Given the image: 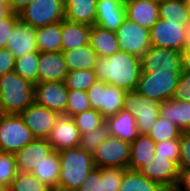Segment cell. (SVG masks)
Returning a JSON list of instances; mask_svg holds the SVG:
<instances>
[{
  "mask_svg": "<svg viewBox=\"0 0 190 191\" xmlns=\"http://www.w3.org/2000/svg\"><path fill=\"white\" fill-rule=\"evenodd\" d=\"M17 173L15 156L0 152V184L9 186Z\"/></svg>",
  "mask_w": 190,
  "mask_h": 191,
  "instance_id": "40",
  "label": "cell"
},
{
  "mask_svg": "<svg viewBox=\"0 0 190 191\" xmlns=\"http://www.w3.org/2000/svg\"><path fill=\"white\" fill-rule=\"evenodd\" d=\"M182 131L171 123L168 119H165L162 115L154 122L152 129L148 132V136L155 142H162L166 140L179 139Z\"/></svg>",
  "mask_w": 190,
  "mask_h": 191,
  "instance_id": "35",
  "label": "cell"
},
{
  "mask_svg": "<svg viewBox=\"0 0 190 191\" xmlns=\"http://www.w3.org/2000/svg\"><path fill=\"white\" fill-rule=\"evenodd\" d=\"M86 92L91 108L99 111L105 119L123 109L126 91L121 88L97 81Z\"/></svg>",
  "mask_w": 190,
  "mask_h": 191,
  "instance_id": "8",
  "label": "cell"
},
{
  "mask_svg": "<svg viewBox=\"0 0 190 191\" xmlns=\"http://www.w3.org/2000/svg\"><path fill=\"white\" fill-rule=\"evenodd\" d=\"M182 51H190V27L188 28V31H187L186 46Z\"/></svg>",
  "mask_w": 190,
  "mask_h": 191,
  "instance_id": "52",
  "label": "cell"
},
{
  "mask_svg": "<svg viewBox=\"0 0 190 191\" xmlns=\"http://www.w3.org/2000/svg\"><path fill=\"white\" fill-rule=\"evenodd\" d=\"M160 115L182 132H190V102L169 99L161 102Z\"/></svg>",
  "mask_w": 190,
  "mask_h": 191,
  "instance_id": "26",
  "label": "cell"
},
{
  "mask_svg": "<svg viewBox=\"0 0 190 191\" xmlns=\"http://www.w3.org/2000/svg\"><path fill=\"white\" fill-rule=\"evenodd\" d=\"M140 61L141 73L182 72L181 52L173 49L151 46Z\"/></svg>",
  "mask_w": 190,
  "mask_h": 191,
  "instance_id": "11",
  "label": "cell"
},
{
  "mask_svg": "<svg viewBox=\"0 0 190 191\" xmlns=\"http://www.w3.org/2000/svg\"><path fill=\"white\" fill-rule=\"evenodd\" d=\"M126 18L144 28L151 29L159 19V3L149 0H126Z\"/></svg>",
  "mask_w": 190,
  "mask_h": 191,
  "instance_id": "21",
  "label": "cell"
},
{
  "mask_svg": "<svg viewBox=\"0 0 190 191\" xmlns=\"http://www.w3.org/2000/svg\"><path fill=\"white\" fill-rule=\"evenodd\" d=\"M98 0H64L65 18L89 26L95 25Z\"/></svg>",
  "mask_w": 190,
  "mask_h": 191,
  "instance_id": "25",
  "label": "cell"
},
{
  "mask_svg": "<svg viewBox=\"0 0 190 191\" xmlns=\"http://www.w3.org/2000/svg\"><path fill=\"white\" fill-rule=\"evenodd\" d=\"M94 70L68 71L64 83L68 90L87 91L97 82Z\"/></svg>",
  "mask_w": 190,
  "mask_h": 191,
  "instance_id": "34",
  "label": "cell"
},
{
  "mask_svg": "<svg viewBox=\"0 0 190 191\" xmlns=\"http://www.w3.org/2000/svg\"><path fill=\"white\" fill-rule=\"evenodd\" d=\"M19 21V15L14 12L9 17L0 20V49L6 48L11 32Z\"/></svg>",
  "mask_w": 190,
  "mask_h": 191,
  "instance_id": "43",
  "label": "cell"
},
{
  "mask_svg": "<svg viewBox=\"0 0 190 191\" xmlns=\"http://www.w3.org/2000/svg\"><path fill=\"white\" fill-rule=\"evenodd\" d=\"M13 13V10L10 5L0 6V20L2 18H7Z\"/></svg>",
  "mask_w": 190,
  "mask_h": 191,
  "instance_id": "51",
  "label": "cell"
},
{
  "mask_svg": "<svg viewBox=\"0 0 190 191\" xmlns=\"http://www.w3.org/2000/svg\"><path fill=\"white\" fill-rule=\"evenodd\" d=\"M10 6L14 13H19L22 9L31 3L33 0H9Z\"/></svg>",
  "mask_w": 190,
  "mask_h": 191,
  "instance_id": "49",
  "label": "cell"
},
{
  "mask_svg": "<svg viewBox=\"0 0 190 191\" xmlns=\"http://www.w3.org/2000/svg\"><path fill=\"white\" fill-rule=\"evenodd\" d=\"M126 19L124 2L117 0H98L95 25L116 32Z\"/></svg>",
  "mask_w": 190,
  "mask_h": 191,
  "instance_id": "19",
  "label": "cell"
},
{
  "mask_svg": "<svg viewBox=\"0 0 190 191\" xmlns=\"http://www.w3.org/2000/svg\"><path fill=\"white\" fill-rule=\"evenodd\" d=\"M123 109L132 113L140 134H148L160 115L161 102L151 101L136 90L126 91Z\"/></svg>",
  "mask_w": 190,
  "mask_h": 191,
  "instance_id": "7",
  "label": "cell"
},
{
  "mask_svg": "<svg viewBox=\"0 0 190 191\" xmlns=\"http://www.w3.org/2000/svg\"><path fill=\"white\" fill-rule=\"evenodd\" d=\"M78 191H103L101 168L95 167L79 187Z\"/></svg>",
  "mask_w": 190,
  "mask_h": 191,
  "instance_id": "44",
  "label": "cell"
},
{
  "mask_svg": "<svg viewBox=\"0 0 190 191\" xmlns=\"http://www.w3.org/2000/svg\"><path fill=\"white\" fill-rule=\"evenodd\" d=\"M10 191H53L31 173L17 172L9 185Z\"/></svg>",
  "mask_w": 190,
  "mask_h": 191,
  "instance_id": "37",
  "label": "cell"
},
{
  "mask_svg": "<svg viewBox=\"0 0 190 191\" xmlns=\"http://www.w3.org/2000/svg\"><path fill=\"white\" fill-rule=\"evenodd\" d=\"M119 191H167L160 183L143 176L138 170L125 169Z\"/></svg>",
  "mask_w": 190,
  "mask_h": 191,
  "instance_id": "32",
  "label": "cell"
},
{
  "mask_svg": "<svg viewBox=\"0 0 190 191\" xmlns=\"http://www.w3.org/2000/svg\"><path fill=\"white\" fill-rule=\"evenodd\" d=\"M38 83L64 81L68 73L63 51L39 52Z\"/></svg>",
  "mask_w": 190,
  "mask_h": 191,
  "instance_id": "18",
  "label": "cell"
},
{
  "mask_svg": "<svg viewBox=\"0 0 190 191\" xmlns=\"http://www.w3.org/2000/svg\"><path fill=\"white\" fill-rule=\"evenodd\" d=\"M0 191H10L9 186L0 184Z\"/></svg>",
  "mask_w": 190,
  "mask_h": 191,
  "instance_id": "53",
  "label": "cell"
},
{
  "mask_svg": "<svg viewBox=\"0 0 190 191\" xmlns=\"http://www.w3.org/2000/svg\"><path fill=\"white\" fill-rule=\"evenodd\" d=\"M159 18L173 20L190 27V8L186 0H163L159 3Z\"/></svg>",
  "mask_w": 190,
  "mask_h": 191,
  "instance_id": "31",
  "label": "cell"
},
{
  "mask_svg": "<svg viewBox=\"0 0 190 191\" xmlns=\"http://www.w3.org/2000/svg\"><path fill=\"white\" fill-rule=\"evenodd\" d=\"M34 85L15 71L0 77V100L4 114H20L34 103Z\"/></svg>",
  "mask_w": 190,
  "mask_h": 191,
  "instance_id": "3",
  "label": "cell"
},
{
  "mask_svg": "<svg viewBox=\"0 0 190 191\" xmlns=\"http://www.w3.org/2000/svg\"><path fill=\"white\" fill-rule=\"evenodd\" d=\"M73 120L79 130L80 135L94 131L105 122L102 114L92 108L74 115Z\"/></svg>",
  "mask_w": 190,
  "mask_h": 191,
  "instance_id": "36",
  "label": "cell"
},
{
  "mask_svg": "<svg viewBox=\"0 0 190 191\" xmlns=\"http://www.w3.org/2000/svg\"><path fill=\"white\" fill-rule=\"evenodd\" d=\"M68 101L64 116L73 117L91 108L86 91L68 90Z\"/></svg>",
  "mask_w": 190,
  "mask_h": 191,
  "instance_id": "39",
  "label": "cell"
},
{
  "mask_svg": "<svg viewBox=\"0 0 190 191\" xmlns=\"http://www.w3.org/2000/svg\"><path fill=\"white\" fill-rule=\"evenodd\" d=\"M155 154L158 157L167 158L179 164L180 138L156 143Z\"/></svg>",
  "mask_w": 190,
  "mask_h": 191,
  "instance_id": "41",
  "label": "cell"
},
{
  "mask_svg": "<svg viewBox=\"0 0 190 191\" xmlns=\"http://www.w3.org/2000/svg\"><path fill=\"white\" fill-rule=\"evenodd\" d=\"M54 151L79 146L80 133L72 117L60 115L47 138Z\"/></svg>",
  "mask_w": 190,
  "mask_h": 191,
  "instance_id": "17",
  "label": "cell"
},
{
  "mask_svg": "<svg viewBox=\"0 0 190 191\" xmlns=\"http://www.w3.org/2000/svg\"><path fill=\"white\" fill-rule=\"evenodd\" d=\"M2 5H10V1L9 0H0V6Z\"/></svg>",
  "mask_w": 190,
  "mask_h": 191,
  "instance_id": "54",
  "label": "cell"
},
{
  "mask_svg": "<svg viewBox=\"0 0 190 191\" xmlns=\"http://www.w3.org/2000/svg\"><path fill=\"white\" fill-rule=\"evenodd\" d=\"M18 15L21 22L35 28L58 23L65 18L64 0H33Z\"/></svg>",
  "mask_w": 190,
  "mask_h": 191,
  "instance_id": "6",
  "label": "cell"
},
{
  "mask_svg": "<svg viewBox=\"0 0 190 191\" xmlns=\"http://www.w3.org/2000/svg\"><path fill=\"white\" fill-rule=\"evenodd\" d=\"M34 102L64 115L68 101V89L64 81L40 82L34 85Z\"/></svg>",
  "mask_w": 190,
  "mask_h": 191,
  "instance_id": "13",
  "label": "cell"
},
{
  "mask_svg": "<svg viewBox=\"0 0 190 191\" xmlns=\"http://www.w3.org/2000/svg\"><path fill=\"white\" fill-rule=\"evenodd\" d=\"M151 2H155V3H161L163 0H149Z\"/></svg>",
  "mask_w": 190,
  "mask_h": 191,
  "instance_id": "56",
  "label": "cell"
},
{
  "mask_svg": "<svg viewBox=\"0 0 190 191\" xmlns=\"http://www.w3.org/2000/svg\"><path fill=\"white\" fill-rule=\"evenodd\" d=\"M180 75L172 72L141 73L135 90L151 101L163 102L173 97Z\"/></svg>",
  "mask_w": 190,
  "mask_h": 191,
  "instance_id": "5",
  "label": "cell"
},
{
  "mask_svg": "<svg viewBox=\"0 0 190 191\" xmlns=\"http://www.w3.org/2000/svg\"><path fill=\"white\" fill-rule=\"evenodd\" d=\"M116 36L120 51H124L141 58L151 47L150 30L127 18L117 29Z\"/></svg>",
  "mask_w": 190,
  "mask_h": 191,
  "instance_id": "12",
  "label": "cell"
},
{
  "mask_svg": "<svg viewBox=\"0 0 190 191\" xmlns=\"http://www.w3.org/2000/svg\"><path fill=\"white\" fill-rule=\"evenodd\" d=\"M110 136L108 126L104 122L101 126L97 127L94 131L80 135L79 146L85 149L88 153L92 154L96 151L101 143Z\"/></svg>",
  "mask_w": 190,
  "mask_h": 191,
  "instance_id": "38",
  "label": "cell"
},
{
  "mask_svg": "<svg viewBox=\"0 0 190 191\" xmlns=\"http://www.w3.org/2000/svg\"><path fill=\"white\" fill-rule=\"evenodd\" d=\"M20 116L35 138L47 139L60 114L34 102Z\"/></svg>",
  "mask_w": 190,
  "mask_h": 191,
  "instance_id": "16",
  "label": "cell"
},
{
  "mask_svg": "<svg viewBox=\"0 0 190 191\" xmlns=\"http://www.w3.org/2000/svg\"><path fill=\"white\" fill-rule=\"evenodd\" d=\"M156 143L147 135L140 134L130 143L129 169L139 170L150 160H153Z\"/></svg>",
  "mask_w": 190,
  "mask_h": 191,
  "instance_id": "27",
  "label": "cell"
},
{
  "mask_svg": "<svg viewBox=\"0 0 190 191\" xmlns=\"http://www.w3.org/2000/svg\"><path fill=\"white\" fill-rule=\"evenodd\" d=\"M32 175L51 188L58 190V181L60 177V157L57 151L50 154L45 161L33 169Z\"/></svg>",
  "mask_w": 190,
  "mask_h": 191,
  "instance_id": "30",
  "label": "cell"
},
{
  "mask_svg": "<svg viewBox=\"0 0 190 191\" xmlns=\"http://www.w3.org/2000/svg\"><path fill=\"white\" fill-rule=\"evenodd\" d=\"M124 172V168H101L103 191H119Z\"/></svg>",
  "mask_w": 190,
  "mask_h": 191,
  "instance_id": "42",
  "label": "cell"
},
{
  "mask_svg": "<svg viewBox=\"0 0 190 191\" xmlns=\"http://www.w3.org/2000/svg\"><path fill=\"white\" fill-rule=\"evenodd\" d=\"M105 122L109 134L123 141L132 143L140 135L134 116L124 109L116 115L107 117Z\"/></svg>",
  "mask_w": 190,
  "mask_h": 191,
  "instance_id": "22",
  "label": "cell"
},
{
  "mask_svg": "<svg viewBox=\"0 0 190 191\" xmlns=\"http://www.w3.org/2000/svg\"><path fill=\"white\" fill-rule=\"evenodd\" d=\"M138 171L146 178L160 183L167 190H173L178 182V164L156 154L153 160L145 163Z\"/></svg>",
  "mask_w": 190,
  "mask_h": 191,
  "instance_id": "15",
  "label": "cell"
},
{
  "mask_svg": "<svg viewBox=\"0 0 190 191\" xmlns=\"http://www.w3.org/2000/svg\"><path fill=\"white\" fill-rule=\"evenodd\" d=\"M93 159L97 168L127 169L130 160V143L110 135L93 153Z\"/></svg>",
  "mask_w": 190,
  "mask_h": 191,
  "instance_id": "9",
  "label": "cell"
},
{
  "mask_svg": "<svg viewBox=\"0 0 190 191\" xmlns=\"http://www.w3.org/2000/svg\"><path fill=\"white\" fill-rule=\"evenodd\" d=\"M94 71L98 81L133 91L140 78L141 61L136 55L118 51L110 57H98Z\"/></svg>",
  "mask_w": 190,
  "mask_h": 191,
  "instance_id": "1",
  "label": "cell"
},
{
  "mask_svg": "<svg viewBox=\"0 0 190 191\" xmlns=\"http://www.w3.org/2000/svg\"><path fill=\"white\" fill-rule=\"evenodd\" d=\"M15 64V57L7 48L0 49V77L4 74L13 71Z\"/></svg>",
  "mask_w": 190,
  "mask_h": 191,
  "instance_id": "47",
  "label": "cell"
},
{
  "mask_svg": "<svg viewBox=\"0 0 190 191\" xmlns=\"http://www.w3.org/2000/svg\"><path fill=\"white\" fill-rule=\"evenodd\" d=\"M175 191H190V167L179 168V176Z\"/></svg>",
  "mask_w": 190,
  "mask_h": 191,
  "instance_id": "48",
  "label": "cell"
},
{
  "mask_svg": "<svg viewBox=\"0 0 190 191\" xmlns=\"http://www.w3.org/2000/svg\"><path fill=\"white\" fill-rule=\"evenodd\" d=\"M34 139L20 114L0 116V152L15 154Z\"/></svg>",
  "mask_w": 190,
  "mask_h": 191,
  "instance_id": "4",
  "label": "cell"
},
{
  "mask_svg": "<svg viewBox=\"0 0 190 191\" xmlns=\"http://www.w3.org/2000/svg\"><path fill=\"white\" fill-rule=\"evenodd\" d=\"M179 168L190 167V132H182L180 135V159Z\"/></svg>",
  "mask_w": 190,
  "mask_h": 191,
  "instance_id": "46",
  "label": "cell"
},
{
  "mask_svg": "<svg viewBox=\"0 0 190 191\" xmlns=\"http://www.w3.org/2000/svg\"><path fill=\"white\" fill-rule=\"evenodd\" d=\"M58 153L60 177L57 191H78L95 168L93 155L80 146L64 149Z\"/></svg>",
  "mask_w": 190,
  "mask_h": 191,
  "instance_id": "2",
  "label": "cell"
},
{
  "mask_svg": "<svg viewBox=\"0 0 190 191\" xmlns=\"http://www.w3.org/2000/svg\"><path fill=\"white\" fill-rule=\"evenodd\" d=\"M182 71L190 72V51H181Z\"/></svg>",
  "mask_w": 190,
  "mask_h": 191,
  "instance_id": "50",
  "label": "cell"
},
{
  "mask_svg": "<svg viewBox=\"0 0 190 191\" xmlns=\"http://www.w3.org/2000/svg\"><path fill=\"white\" fill-rule=\"evenodd\" d=\"M36 30L37 28L21 21L15 25L6 44V48L11 51L15 58L38 51L36 47Z\"/></svg>",
  "mask_w": 190,
  "mask_h": 191,
  "instance_id": "20",
  "label": "cell"
},
{
  "mask_svg": "<svg viewBox=\"0 0 190 191\" xmlns=\"http://www.w3.org/2000/svg\"><path fill=\"white\" fill-rule=\"evenodd\" d=\"M188 28L173 20L159 18L150 29L151 46L169 48L181 52L187 41Z\"/></svg>",
  "mask_w": 190,
  "mask_h": 191,
  "instance_id": "10",
  "label": "cell"
},
{
  "mask_svg": "<svg viewBox=\"0 0 190 191\" xmlns=\"http://www.w3.org/2000/svg\"><path fill=\"white\" fill-rule=\"evenodd\" d=\"M68 71L72 70H94L98 55L90 44L63 52Z\"/></svg>",
  "mask_w": 190,
  "mask_h": 191,
  "instance_id": "28",
  "label": "cell"
},
{
  "mask_svg": "<svg viewBox=\"0 0 190 191\" xmlns=\"http://www.w3.org/2000/svg\"><path fill=\"white\" fill-rule=\"evenodd\" d=\"M172 99L190 102V72H181Z\"/></svg>",
  "mask_w": 190,
  "mask_h": 191,
  "instance_id": "45",
  "label": "cell"
},
{
  "mask_svg": "<svg viewBox=\"0 0 190 191\" xmlns=\"http://www.w3.org/2000/svg\"><path fill=\"white\" fill-rule=\"evenodd\" d=\"M91 26L64 18L61 21L62 51L89 44Z\"/></svg>",
  "mask_w": 190,
  "mask_h": 191,
  "instance_id": "23",
  "label": "cell"
},
{
  "mask_svg": "<svg viewBox=\"0 0 190 191\" xmlns=\"http://www.w3.org/2000/svg\"><path fill=\"white\" fill-rule=\"evenodd\" d=\"M1 115H4V112H3V110H2V107H1V100H0V116Z\"/></svg>",
  "mask_w": 190,
  "mask_h": 191,
  "instance_id": "55",
  "label": "cell"
},
{
  "mask_svg": "<svg viewBox=\"0 0 190 191\" xmlns=\"http://www.w3.org/2000/svg\"><path fill=\"white\" fill-rule=\"evenodd\" d=\"M89 44L98 57H110L120 51L116 32L97 25L91 26Z\"/></svg>",
  "mask_w": 190,
  "mask_h": 191,
  "instance_id": "24",
  "label": "cell"
},
{
  "mask_svg": "<svg viewBox=\"0 0 190 191\" xmlns=\"http://www.w3.org/2000/svg\"><path fill=\"white\" fill-rule=\"evenodd\" d=\"M36 47L38 52L62 51L61 22L37 28Z\"/></svg>",
  "mask_w": 190,
  "mask_h": 191,
  "instance_id": "29",
  "label": "cell"
},
{
  "mask_svg": "<svg viewBox=\"0 0 190 191\" xmlns=\"http://www.w3.org/2000/svg\"><path fill=\"white\" fill-rule=\"evenodd\" d=\"M53 152L54 149L48 139L35 138L14 154L17 172L31 173Z\"/></svg>",
  "mask_w": 190,
  "mask_h": 191,
  "instance_id": "14",
  "label": "cell"
},
{
  "mask_svg": "<svg viewBox=\"0 0 190 191\" xmlns=\"http://www.w3.org/2000/svg\"><path fill=\"white\" fill-rule=\"evenodd\" d=\"M38 60V51L36 53H28L19 58H15L13 71L31 84L36 85L38 83Z\"/></svg>",
  "mask_w": 190,
  "mask_h": 191,
  "instance_id": "33",
  "label": "cell"
}]
</instances>
